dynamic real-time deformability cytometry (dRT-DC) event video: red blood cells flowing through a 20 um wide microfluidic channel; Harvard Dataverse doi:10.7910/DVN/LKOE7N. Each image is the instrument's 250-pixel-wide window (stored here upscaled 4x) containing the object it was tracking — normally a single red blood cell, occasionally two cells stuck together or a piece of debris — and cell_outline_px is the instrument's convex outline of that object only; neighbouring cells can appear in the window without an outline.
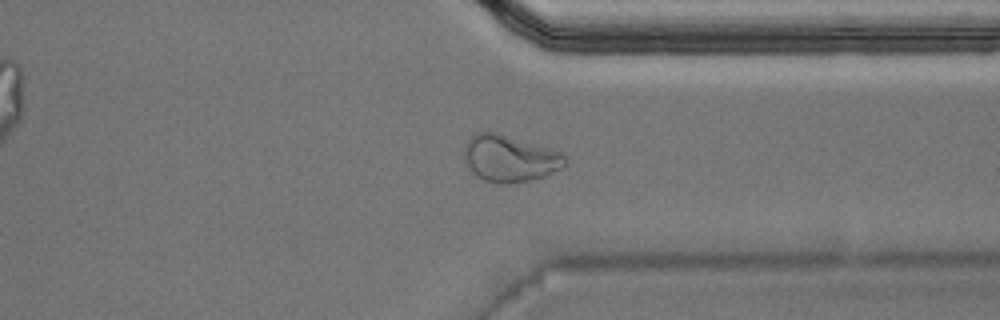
{"species": "Egyptian fruit bat (a non-hibernating species)", "species_latin": "Rousettus aegyptiacus", "temperature_condition": "warm", "stored_images_in_passage": 33, "camera_frame_rate_fps": 3000, "um_per_image_px": 0.085, "animal": {"sex": "male"}, "frame": {"image": 1, "passage_image": 28, "time_ms": 9.0, "image_size_px": [1000, 320], "cell_outline_px": [[568, 164], [544, 176], [528, 180], [508, 184], [500, 184], [484, 180], [472, 172], [464, 160], [464, 148], [468, 140], [476, 132], [496, 132], [564, 152], [568, 160]], "centroid_in_image_um": [43.35, 13.46], "position_along_channel_um": 368.0, "area_um2": 27.51}}